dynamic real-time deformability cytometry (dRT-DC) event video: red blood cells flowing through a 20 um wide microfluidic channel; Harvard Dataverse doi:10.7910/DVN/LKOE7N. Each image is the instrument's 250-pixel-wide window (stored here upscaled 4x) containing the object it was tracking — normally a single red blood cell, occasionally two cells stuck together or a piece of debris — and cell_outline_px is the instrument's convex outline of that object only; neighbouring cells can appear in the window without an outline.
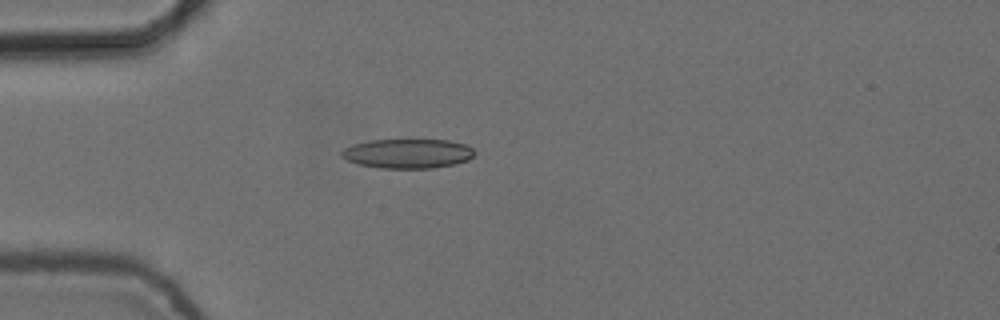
{"species": "common noctule bat (a hibernating species)", "species_latin": "Nyctalus noctula", "temperature_condition": "cold", "stored_images_in_passage": 5, "camera_frame_rate_fps": 3000, "um_per_image_px": 0.085, "animal": {"sex": "female", "body_mass_g": 24.6, "forearm_length_mm": 56.2}, "frame": {"image": 1, "passage_image": 5, "time_ms": 1.333, "image_size_px": [1000, 320], "cell_outline_px": [[476, 152], [468, 160], [452, 164], [432, 168], [380, 168], [360, 164], [348, 160], [340, 156], [340, 152], [344, 148], [352, 144], [368, 140], [448, 140], [468, 144]], "centroid_in_image_um": [34.65, 13.04], "position_along_channel_um": 50.4, "area_um2": 22.83}}